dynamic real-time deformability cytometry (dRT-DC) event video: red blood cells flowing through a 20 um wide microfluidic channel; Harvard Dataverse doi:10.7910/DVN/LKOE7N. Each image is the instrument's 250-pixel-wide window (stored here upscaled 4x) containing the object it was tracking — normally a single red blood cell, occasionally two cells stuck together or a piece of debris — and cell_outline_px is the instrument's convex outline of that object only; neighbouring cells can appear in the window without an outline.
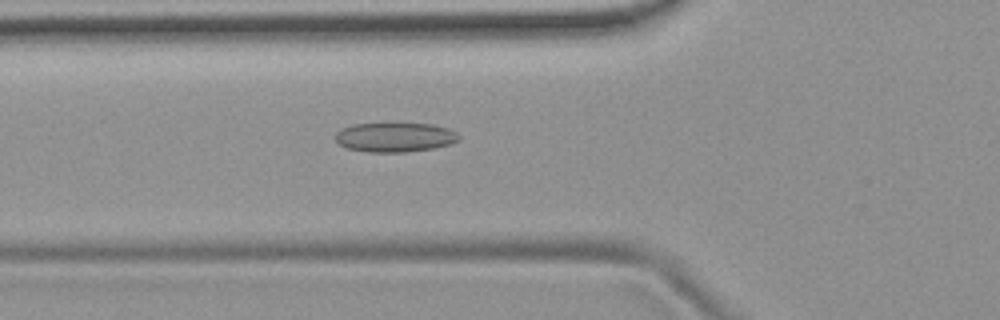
{"species": "common noctule bat (a hibernating species)", "species_latin": "Nyctalus noctula", "temperature_condition": "room temperature", "stored_images_in_passage": 53, "camera_frame_rate_fps": 3000, "um_per_image_px": 0.085, "animal": {"sex": "female", "body_mass_g": 19.9}, "frame": {"image": 1, "passage_image": 19, "time_ms": 6.0, "image_size_px": [1000, 320], "cell_outline_px": [[460, 136], [456, 140], [448, 144], [432, 148], [404, 152], [368, 152], [348, 148], [340, 144], [336, 140], [336, 132], [340, 128], [352, 124], [432, 124], [448, 128], [456, 132]], "centroid_in_image_um": [33.53, 11.66], "position_along_channel_um": 92.3, "area_um2": 20.87}}
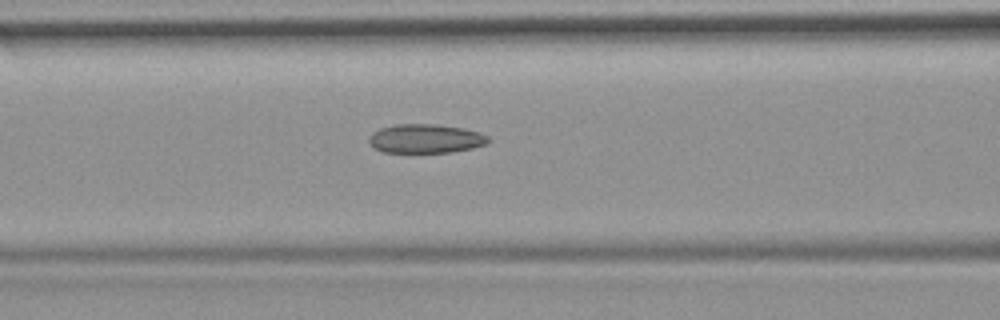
{"frame": {"image": 2, "passage_image": 22, "time_ms": 7.0, "image_size_px": [1000, 320], "cell_outline_px": [[488, 144], [472, 148], [452, 152], [380, 152], [372, 148], [368, 140], [368, 136], [372, 132], [380, 128], [396, 124], [440, 124], [464, 128], [480, 132], [488, 136]], "centroid_in_image_um": [36.15, 11.78], "position_along_channel_um": 130.5, "area_um2": 20.46}}
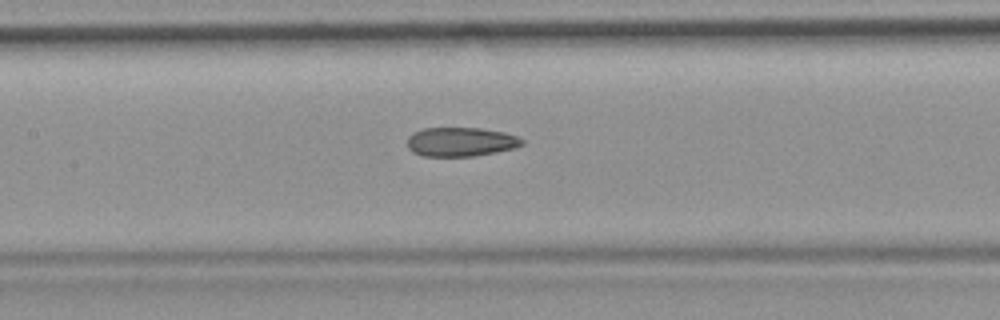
{"frame": {"image": 3, "passage_image": 25, "time_ms": 8.0, "image_size_px": [1000, 320], "cell_outline_px": [[524, 144], [516, 148], [496, 152], [472, 156], [424, 156], [412, 152], [408, 148], [408, 136], [412, 132], [424, 128], [480, 128], [504, 132], [516, 136], [524, 140]], "centroid_in_image_um": [39.16, 12.05], "position_along_channel_um": 168.2, "area_um2": 19.54}, "authors_computed_cell_mechanics": {"area_um2": 20.4612, "velocity_mm_per_s": 3.7819, "shape_relaxation_time_tau1_ms": null, "shape_relaxation_time_tau2_ms": 5.583, "deformation_change_tau1": null, "deformation_change_tau2": 0.1428}}